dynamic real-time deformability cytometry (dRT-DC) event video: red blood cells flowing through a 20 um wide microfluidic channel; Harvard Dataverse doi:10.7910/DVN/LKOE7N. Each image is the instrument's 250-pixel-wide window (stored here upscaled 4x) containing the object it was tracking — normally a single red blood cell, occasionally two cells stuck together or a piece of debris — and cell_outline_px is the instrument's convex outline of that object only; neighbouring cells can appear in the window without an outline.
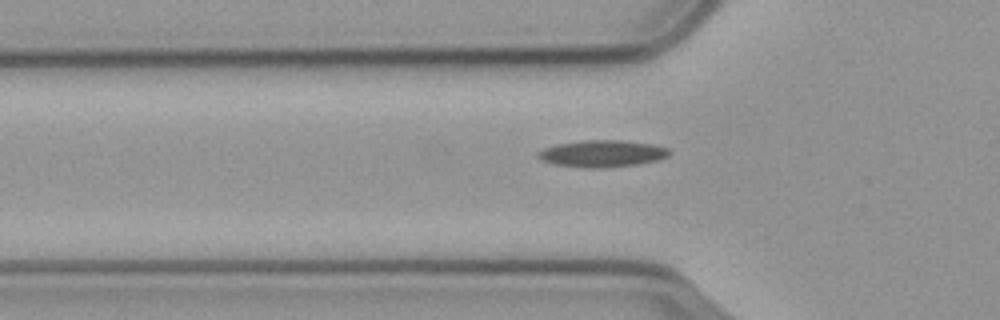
{"species": "common noctule bat (a hibernating species)", "species_latin": "Nyctalus noctula", "temperature_condition": "cold", "stored_images_in_passage": 36, "camera_frame_rate_fps": 3000, "um_per_image_px": 0.085, "animal": {"sex": "male", "body_mass_g": 23.1, "forearm_length_mm": 52.7}, "frame": {"image": 1, "passage_image": 4, "time_ms": 1.0, "image_size_px": [1000, 320], "cell_outline_px": [[672, 152], [668, 156], [656, 160], [636, 164], [556, 164], [544, 160], [536, 156], [536, 152], [544, 148], [556, 144], [580, 140], [620, 140], [652, 144], [668, 148]], "centroid_in_image_um": [51.22, 12.97], "position_along_channel_um": 74.6, "area_um2": 19.07}}
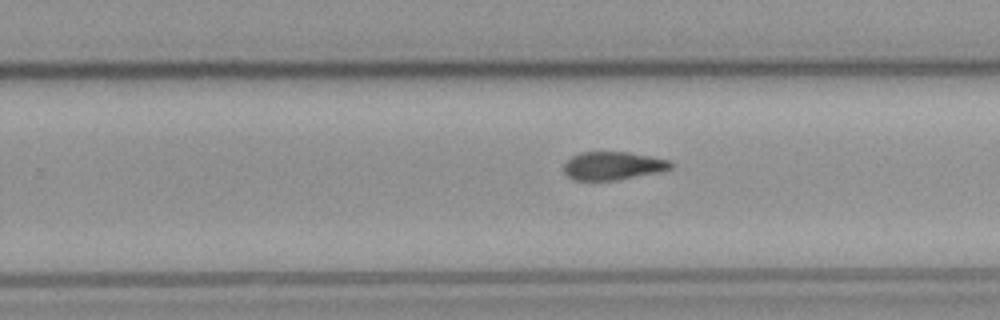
{"frame": {"image": 2, "passage_image": 21, "time_ms": 6.667, "image_size_px": [1000, 320], "cell_outline_px": [[672, 168], [660, 172], [616, 180], [572, 180], [564, 172], [564, 164], [572, 156], [580, 152], [628, 152], [668, 160], [672, 164]], "centroid_in_image_um": [52.07, 14.09], "position_along_channel_um": 277.7, "area_um2": 17.46}}
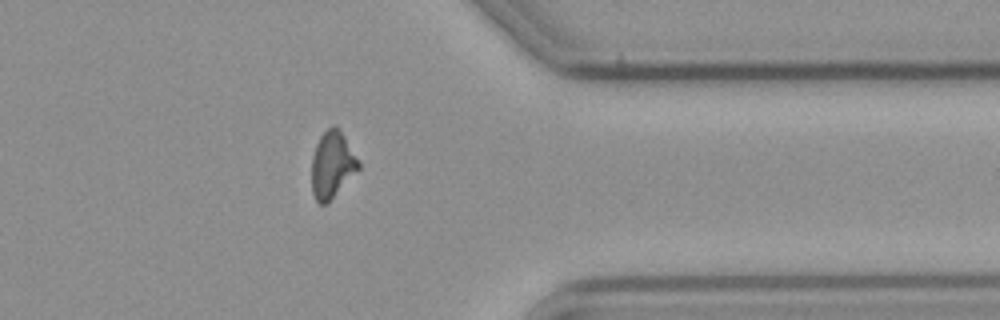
{"frame": {"image": 3, "passage_image": 31, "time_ms": 10.0, "image_size_px": [1000, 320], "cell_outline_px": [[360, 168], [324, 204], [320, 204], [316, 200], [312, 192], [312, 156], [316, 144], [320, 136], [332, 124], [336, 124], [344, 136], [360, 164]], "centroid_in_image_um": [28.21, 13.95], "position_along_channel_um": 383.2, "area_um2": 17.69}}